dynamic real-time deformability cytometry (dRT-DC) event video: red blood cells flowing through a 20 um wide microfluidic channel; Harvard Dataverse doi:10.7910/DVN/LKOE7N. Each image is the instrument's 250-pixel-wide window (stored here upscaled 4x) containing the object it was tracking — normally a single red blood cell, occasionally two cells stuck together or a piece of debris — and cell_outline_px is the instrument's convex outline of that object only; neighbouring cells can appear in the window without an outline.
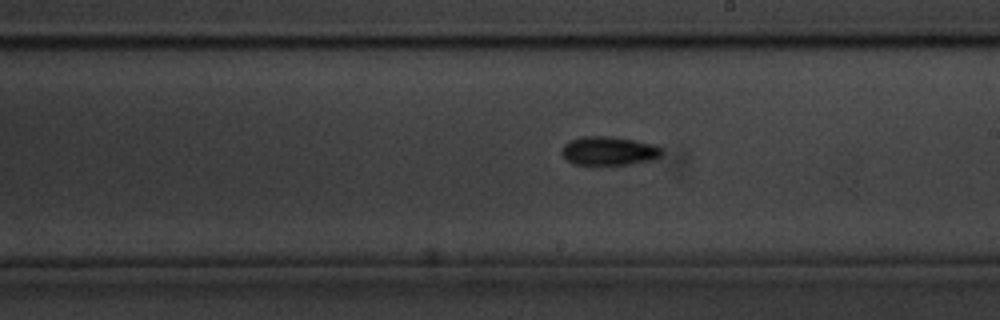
{"species": "common noctule bat (a hibernating species)", "species_latin": "Nyctalus noctula", "temperature_condition": "cold", "stored_images_in_passage": 39, "camera_frame_rate_fps": 3000, "um_per_image_px": 0.085, "animal": {"sex": "male", "body_mass_g": 20.1, "forearm_length_mm": 53.5}, "frame": {"image": 1, "passage_image": 18, "time_ms": 5.667, "image_size_px": [1000, 320], "cell_outline_px": [[664, 152], [660, 156], [652, 160], [628, 164], [572, 164], [560, 152], [560, 148], [564, 144], [572, 140], [584, 136], [612, 136], [636, 140], [652, 144], [664, 148]], "centroid_in_image_um": [51.78, 12.81], "position_along_channel_um": 237.2, "area_um2": 16.82}}
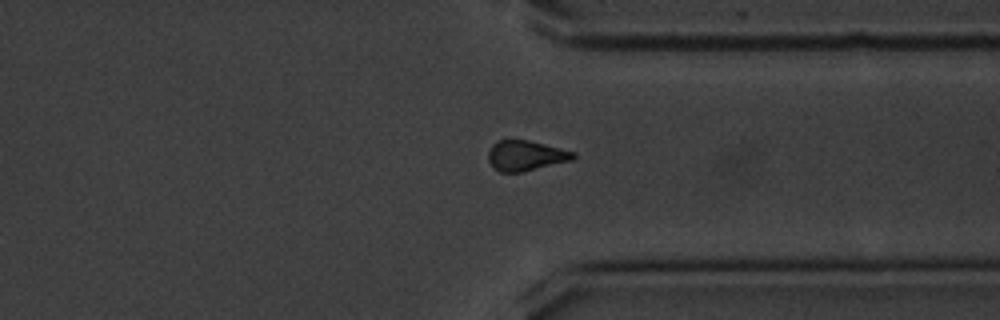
{"frame": {"image": 2, "passage_image": 29, "time_ms": 9.333, "image_size_px": [1000, 320], "cell_outline_px": [[576, 156], [572, 160], [520, 172], [500, 172], [488, 160], [488, 152], [492, 144], [496, 140], [528, 140], [576, 152]], "centroid_in_image_um": [44.68, 13.21], "position_along_channel_um": 366.7, "area_um2": 14.8}}
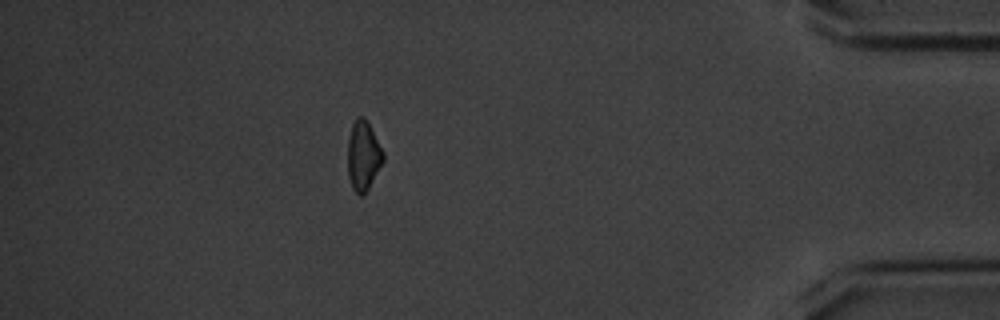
{"frame": {"image": 3, "passage_image": 36, "time_ms": 11.667, "image_size_px": [1000, 320], "cell_outline_px": [[384, 160], [368, 188], [360, 196], [352, 188], [348, 176], [348, 136], [352, 124], [356, 116], [364, 116], [384, 152]], "centroid_in_image_um": [30.86, 13.2], "position_along_channel_um": 404.3, "area_um2": 14.28}}